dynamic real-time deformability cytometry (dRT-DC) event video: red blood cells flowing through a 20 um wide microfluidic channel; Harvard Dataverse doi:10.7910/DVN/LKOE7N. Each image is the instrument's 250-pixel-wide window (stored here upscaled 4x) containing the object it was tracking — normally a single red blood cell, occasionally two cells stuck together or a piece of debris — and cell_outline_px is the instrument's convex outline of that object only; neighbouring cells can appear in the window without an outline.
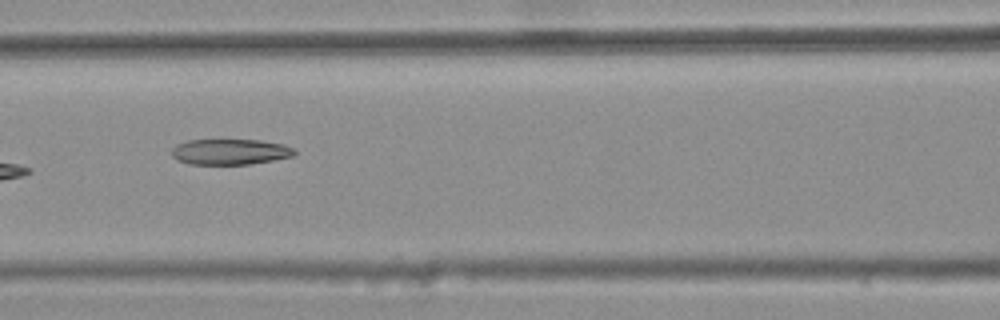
{"species": "common noctule bat (a hibernating species)", "species_latin": "Nyctalus noctula", "temperature_condition": "warm", "stored_images_in_passage": 6, "camera_frame_rate_fps": 3000, "um_per_image_px": 0.085, "animal": {"sex": "female", "body_mass_g": 25.1}, "frame": {"image": 1, "passage_image": 6, "time_ms": 1.667, "image_size_px": [1000, 320], "cell_outline_px": [[296, 152], [292, 156], [252, 164], [188, 164], [176, 160], [172, 156], [172, 148], [176, 144], [188, 140], [260, 140], [284, 144], [296, 148]], "centroid_in_image_um": [19.55, 12.9], "position_along_channel_um": 147.0, "area_um2": 18.5}}